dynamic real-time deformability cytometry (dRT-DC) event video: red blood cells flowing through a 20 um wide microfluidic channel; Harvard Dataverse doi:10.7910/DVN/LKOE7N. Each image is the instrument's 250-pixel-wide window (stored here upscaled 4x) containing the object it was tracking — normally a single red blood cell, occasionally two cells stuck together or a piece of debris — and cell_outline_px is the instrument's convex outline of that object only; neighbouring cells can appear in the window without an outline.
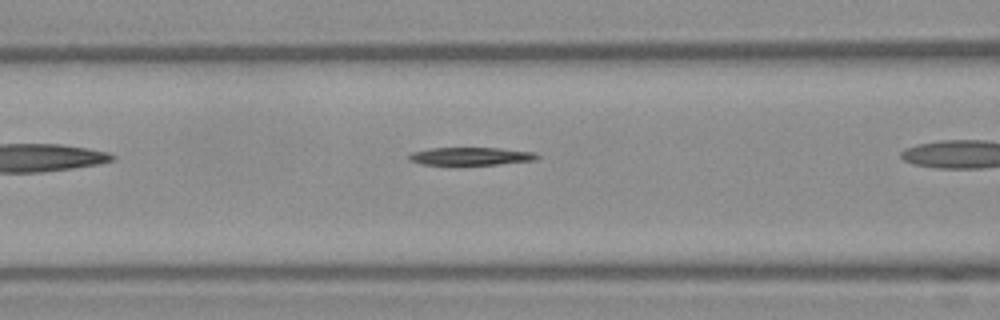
{"species": "Egyptian fruit bat (a non-hibernating species)", "species_latin": "Rousettus aegyptiacus", "temperature_condition": "warm", "stored_images_in_passage": 20, "camera_frame_rate_fps": 3000, "um_per_image_px": 0.085, "frame": {"image": 1, "passage_image": 4, "time_ms": 1.0, "image_size_px": [1000, 320], "cell_outline_px": [[540, 156], [536, 160], [500, 164], [420, 164], [408, 160], [408, 156], [412, 152], [428, 148], [500, 148], [532, 152]], "centroid_in_image_um": [40.0, 13.27], "position_along_channel_um": 126.6, "area_um2": 13.18}}
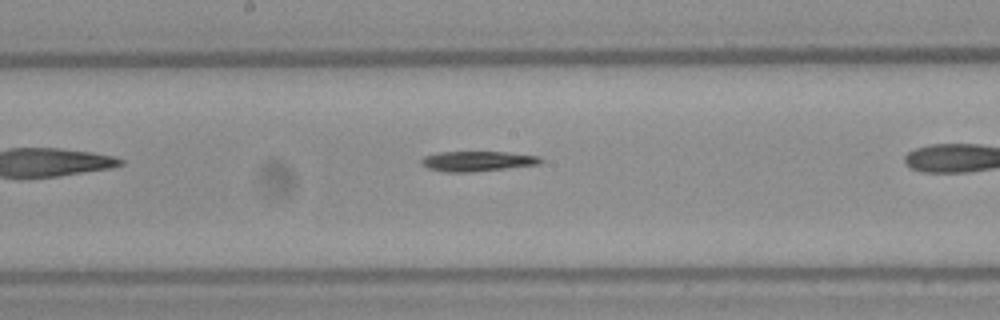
{"frame": {"image": 2, "passage_image": 9, "time_ms": 2.667, "image_size_px": [1000, 320], "cell_outline_px": [[544, 160], [540, 164], [472, 172], [444, 172], [428, 168], [420, 164], [420, 160], [424, 156], [436, 152], [504, 152], [540, 156]], "centroid_in_image_um": [40.55, 13.7], "position_along_channel_um": 207.7, "area_um2": 14.05}}